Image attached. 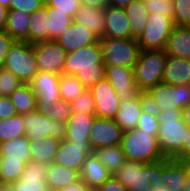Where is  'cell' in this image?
Returning a JSON list of instances; mask_svg holds the SVG:
<instances>
[{
    "mask_svg": "<svg viewBox=\"0 0 190 191\" xmlns=\"http://www.w3.org/2000/svg\"><path fill=\"white\" fill-rule=\"evenodd\" d=\"M63 73L74 75L85 89H90L98 81L105 79V65L99 41L66 53Z\"/></svg>",
    "mask_w": 190,
    "mask_h": 191,
    "instance_id": "1",
    "label": "cell"
},
{
    "mask_svg": "<svg viewBox=\"0 0 190 191\" xmlns=\"http://www.w3.org/2000/svg\"><path fill=\"white\" fill-rule=\"evenodd\" d=\"M156 114L159 120L157 140L162 155L181 160L182 143L187 142L190 130L182 120L181 110L171 108Z\"/></svg>",
    "mask_w": 190,
    "mask_h": 191,
    "instance_id": "2",
    "label": "cell"
},
{
    "mask_svg": "<svg viewBox=\"0 0 190 191\" xmlns=\"http://www.w3.org/2000/svg\"><path fill=\"white\" fill-rule=\"evenodd\" d=\"M158 132H145L137 128L122 132L120 146L126 160L150 163L162 160L157 140Z\"/></svg>",
    "mask_w": 190,
    "mask_h": 191,
    "instance_id": "3",
    "label": "cell"
},
{
    "mask_svg": "<svg viewBox=\"0 0 190 191\" xmlns=\"http://www.w3.org/2000/svg\"><path fill=\"white\" fill-rule=\"evenodd\" d=\"M113 175L126 191H153L150 184L160 182L161 160L150 163L125 160Z\"/></svg>",
    "mask_w": 190,
    "mask_h": 191,
    "instance_id": "4",
    "label": "cell"
},
{
    "mask_svg": "<svg viewBox=\"0 0 190 191\" xmlns=\"http://www.w3.org/2000/svg\"><path fill=\"white\" fill-rule=\"evenodd\" d=\"M167 54L165 50H140L133 67L136 86L142 93L162 82Z\"/></svg>",
    "mask_w": 190,
    "mask_h": 191,
    "instance_id": "5",
    "label": "cell"
},
{
    "mask_svg": "<svg viewBox=\"0 0 190 191\" xmlns=\"http://www.w3.org/2000/svg\"><path fill=\"white\" fill-rule=\"evenodd\" d=\"M98 41L105 67H134L140 52L139 44L136 39L103 37L98 39Z\"/></svg>",
    "mask_w": 190,
    "mask_h": 191,
    "instance_id": "6",
    "label": "cell"
},
{
    "mask_svg": "<svg viewBox=\"0 0 190 191\" xmlns=\"http://www.w3.org/2000/svg\"><path fill=\"white\" fill-rule=\"evenodd\" d=\"M147 105L156 112L165 109L182 110L190 103V84L170 85L160 82L145 93Z\"/></svg>",
    "mask_w": 190,
    "mask_h": 191,
    "instance_id": "7",
    "label": "cell"
},
{
    "mask_svg": "<svg viewBox=\"0 0 190 191\" xmlns=\"http://www.w3.org/2000/svg\"><path fill=\"white\" fill-rule=\"evenodd\" d=\"M2 68L12 72L22 83H29L38 71L32 44L14 41Z\"/></svg>",
    "mask_w": 190,
    "mask_h": 191,
    "instance_id": "8",
    "label": "cell"
},
{
    "mask_svg": "<svg viewBox=\"0 0 190 191\" xmlns=\"http://www.w3.org/2000/svg\"><path fill=\"white\" fill-rule=\"evenodd\" d=\"M25 128V137L31 141L43 140L45 136H51L59 141L64 140L66 123L51 120L40 114L37 110L22 115Z\"/></svg>",
    "mask_w": 190,
    "mask_h": 191,
    "instance_id": "9",
    "label": "cell"
},
{
    "mask_svg": "<svg viewBox=\"0 0 190 191\" xmlns=\"http://www.w3.org/2000/svg\"><path fill=\"white\" fill-rule=\"evenodd\" d=\"M173 27V19L169 16L149 14L145 29L137 39L140 50H165Z\"/></svg>",
    "mask_w": 190,
    "mask_h": 191,
    "instance_id": "10",
    "label": "cell"
},
{
    "mask_svg": "<svg viewBox=\"0 0 190 191\" xmlns=\"http://www.w3.org/2000/svg\"><path fill=\"white\" fill-rule=\"evenodd\" d=\"M60 74L37 71L29 82L36 97V110L47 111L61 98L59 94Z\"/></svg>",
    "mask_w": 190,
    "mask_h": 191,
    "instance_id": "11",
    "label": "cell"
},
{
    "mask_svg": "<svg viewBox=\"0 0 190 191\" xmlns=\"http://www.w3.org/2000/svg\"><path fill=\"white\" fill-rule=\"evenodd\" d=\"M38 71L63 73L66 52L56 41L32 44Z\"/></svg>",
    "mask_w": 190,
    "mask_h": 191,
    "instance_id": "12",
    "label": "cell"
},
{
    "mask_svg": "<svg viewBox=\"0 0 190 191\" xmlns=\"http://www.w3.org/2000/svg\"><path fill=\"white\" fill-rule=\"evenodd\" d=\"M105 79L109 81L120 101L133 100L142 93L136 86L133 68L105 67Z\"/></svg>",
    "mask_w": 190,
    "mask_h": 191,
    "instance_id": "13",
    "label": "cell"
},
{
    "mask_svg": "<svg viewBox=\"0 0 190 191\" xmlns=\"http://www.w3.org/2000/svg\"><path fill=\"white\" fill-rule=\"evenodd\" d=\"M90 90L95 101L94 114L96 117L114 119L120 99L109 81L107 79L100 80Z\"/></svg>",
    "mask_w": 190,
    "mask_h": 191,
    "instance_id": "14",
    "label": "cell"
},
{
    "mask_svg": "<svg viewBox=\"0 0 190 191\" xmlns=\"http://www.w3.org/2000/svg\"><path fill=\"white\" fill-rule=\"evenodd\" d=\"M49 165L41 161L27 162L20 178L10 184L12 191H49L45 180Z\"/></svg>",
    "mask_w": 190,
    "mask_h": 191,
    "instance_id": "15",
    "label": "cell"
},
{
    "mask_svg": "<svg viewBox=\"0 0 190 191\" xmlns=\"http://www.w3.org/2000/svg\"><path fill=\"white\" fill-rule=\"evenodd\" d=\"M122 132L113 119L95 117L89 134V143L92 150L120 144Z\"/></svg>",
    "mask_w": 190,
    "mask_h": 191,
    "instance_id": "16",
    "label": "cell"
},
{
    "mask_svg": "<svg viewBox=\"0 0 190 191\" xmlns=\"http://www.w3.org/2000/svg\"><path fill=\"white\" fill-rule=\"evenodd\" d=\"M93 153L90 144H78L62 140L59 142L53 163L63 165L80 173L89 154Z\"/></svg>",
    "mask_w": 190,
    "mask_h": 191,
    "instance_id": "17",
    "label": "cell"
},
{
    "mask_svg": "<svg viewBox=\"0 0 190 191\" xmlns=\"http://www.w3.org/2000/svg\"><path fill=\"white\" fill-rule=\"evenodd\" d=\"M97 41L98 38L90 30L75 22H72L56 40L66 53L94 44Z\"/></svg>",
    "mask_w": 190,
    "mask_h": 191,
    "instance_id": "18",
    "label": "cell"
},
{
    "mask_svg": "<svg viewBox=\"0 0 190 191\" xmlns=\"http://www.w3.org/2000/svg\"><path fill=\"white\" fill-rule=\"evenodd\" d=\"M146 106L147 100L145 93H141L133 100L120 101L118 111L113 120L119 125L122 131L134 129L137 127L139 116Z\"/></svg>",
    "mask_w": 190,
    "mask_h": 191,
    "instance_id": "19",
    "label": "cell"
},
{
    "mask_svg": "<svg viewBox=\"0 0 190 191\" xmlns=\"http://www.w3.org/2000/svg\"><path fill=\"white\" fill-rule=\"evenodd\" d=\"M187 161L175 158H164L161 160L162 182L170 191H182L186 181Z\"/></svg>",
    "mask_w": 190,
    "mask_h": 191,
    "instance_id": "20",
    "label": "cell"
},
{
    "mask_svg": "<svg viewBox=\"0 0 190 191\" xmlns=\"http://www.w3.org/2000/svg\"><path fill=\"white\" fill-rule=\"evenodd\" d=\"M95 114L72 112L66 122V133L64 140L78 144H90L89 134Z\"/></svg>",
    "mask_w": 190,
    "mask_h": 191,
    "instance_id": "21",
    "label": "cell"
},
{
    "mask_svg": "<svg viewBox=\"0 0 190 191\" xmlns=\"http://www.w3.org/2000/svg\"><path fill=\"white\" fill-rule=\"evenodd\" d=\"M103 37L130 38V27L124 8L107 6Z\"/></svg>",
    "mask_w": 190,
    "mask_h": 191,
    "instance_id": "22",
    "label": "cell"
},
{
    "mask_svg": "<svg viewBox=\"0 0 190 191\" xmlns=\"http://www.w3.org/2000/svg\"><path fill=\"white\" fill-rule=\"evenodd\" d=\"M162 82L174 86L190 84L189 60L167 55Z\"/></svg>",
    "mask_w": 190,
    "mask_h": 191,
    "instance_id": "23",
    "label": "cell"
},
{
    "mask_svg": "<svg viewBox=\"0 0 190 191\" xmlns=\"http://www.w3.org/2000/svg\"><path fill=\"white\" fill-rule=\"evenodd\" d=\"M106 8H95L82 5L76 12L73 22L85 26L98 39L103 38Z\"/></svg>",
    "mask_w": 190,
    "mask_h": 191,
    "instance_id": "24",
    "label": "cell"
},
{
    "mask_svg": "<svg viewBox=\"0 0 190 191\" xmlns=\"http://www.w3.org/2000/svg\"><path fill=\"white\" fill-rule=\"evenodd\" d=\"M79 174L80 179L90 189H96L112 176L94 153L87 156Z\"/></svg>",
    "mask_w": 190,
    "mask_h": 191,
    "instance_id": "25",
    "label": "cell"
},
{
    "mask_svg": "<svg viewBox=\"0 0 190 191\" xmlns=\"http://www.w3.org/2000/svg\"><path fill=\"white\" fill-rule=\"evenodd\" d=\"M165 52L168 56L190 59V27L174 26L170 33Z\"/></svg>",
    "mask_w": 190,
    "mask_h": 191,
    "instance_id": "26",
    "label": "cell"
},
{
    "mask_svg": "<svg viewBox=\"0 0 190 191\" xmlns=\"http://www.w3.org/2000/svg\"><path fill=\"white\" fill-rule=\"evenodd\" d=\"M79 179L80 174L78 171L57 163H51L49 165L45 177L49 191L62 189L78 181Z\"/></svg>",
    "mask_w": 190,
    "mask_h": 191,
    "instance_id": "27",
    "label": "cell"
},
{
    "mask_svg": "<svg viewBox=\"0 0 190 191\" xmlns=\"http://www.w3.org/2000/svg\"><path fill=\"white\" fill-rule=\"evenodd\" d=\"M130 27V38L138 39L143 33L148 13L142 0H133L124 7Z\"/></svg>",
    "mask_w": 190,
    "mask_h": 191,
    "instance_id": "28",
    "label": "cell"
},
{
    "mask_svg": "<svg viewBox=\"0 0 190 191\" xmlns=\"http://www.w3.org/2000/svg\"><path fill=\"white\" fill-rule=\"evenodd\" d=\"M29 23L30 14L8 10L4 31L15 41L27 42Z\"/></svg>",
    "mask_w": 190,
    "mask_h": 191,
    "instance_id": "29",
    "label": "cell"
},
{
    "mask_svg": "<svg viewBox=\"0 0 190 191\" xmlns=\"http://www.w3.org/2000/svg\"><path fill=\"white\" fill-rule=\"evenodd\" d=\"M59 142L51 136H45L43 140L29 141L30 160L53 163Z\"/></svg>",
    "mask_w": 190,
    "mask_h": 191,
    "instance_id": "30",
    "label": "cell"
},
{
    "mask_svg": "<svg viewBox=\"0 0 190 191\" xmlns=\"http://www.w3.org/2000/svg\"><path fill=\"white\" fill-rule=\"evenodd\" d=\"M46 5L30 14L27 43L34 44L48 41Z\"/></svg>",
    "mask_w": 190,
    "mask_h": 191,
    "instance_id": "31",
    "label": "cell"
},
{
    "mask_svg": "<svg viewBox=\"0 0 190 191\" xmlns=\"http://www.w3.org/2000/svg\"><path fill=\"white\" fill-rule=\"evenodd\" d=\"M19 115L36 110V97L29 83H23L8 96Z\"/></svg>",
    "mask_w": 190,
    "mask_h": 191,
    "instance_id": "32",
    "label": "cell"
},
{
    "mask_svg": "<svg viewBox=\"0 0 190 191\" xmlns=\"http://www.w3.org/2000/svg\"><path fill=\"white\" fill-rule=\"evenodd\" d=\"M93 153L112 175L126 160L120 144L100 147Z\"/></svg>",
    "mask_w": 190,
    "mask_h": 191,
    "instance_id": "33",
    "label": "cell"
},
{
    "mask_svg": "<svg viewBox=\"0 0 190 191\" xmlns=\"http://www.w3.org/2000/svg\"><path fill=\"white\" fill-rule=\"evenodd\" d=\"M1 158L30 161L29 140L25 137L14 138L0 144Z\"/></svg>",
    "mask_w": 190,
    "mask_h": 191,
    "instance_id": "34",
    "label": "cell"
},
{
    "mask_svg": "<svg viewBox=\"0 0 190 191\" xmlns=\"http://www.w3.org/2000/svg\"><path fill=\"white\" fill-rule=\"evenodd\" d=\"M47 23H48V41H56L60 35L67 29L73 22V19L61 11H56L46 5Z\"/></svg>",
    "mask_w": 190,
    "mask_h": 191,
    "instance_id": "35",
    "label": "cell"
},
{
    "mask_svg": "<svg viewBox=\"0 0 190 191\" xmlns=\"http://www.w3.org/2000/svg\"><path fill=\"white\" fill-rule=\"evenodd\" d=\"M25 135L22 115L16 114L7 119H0V143Z\"/></svg>",
    "mask_w": 190,
    "mask_h": 191,
    "instance_id": "36",
    "label": "cell"
},
{
    "mask_svg": "<svg viewBox=\"0 0 190 191\" xmlns=\"http://www.w3.org/2000/svg\"><path fill=\"white\" fill-rule=\"evenodd\" d=\"M26 163L22 160L1 158L0 183L11 184L16 182L24 171Z\"/></svg>",
    "mask_w": 190,
    "mask_h": 191,
    "instance_id": "37",
    "label": "cell"
},
{
    "mask_svg": "<svg viewBox=\"0 0 190 191\" xmlns=\"http://www.w3.org/2000/svg\"><path fill=\"white\" fill-rule=\"evenodd\" d=\"M84 90L85 87L74 75L60 74L59 94L62 99L71 102Z\"/></svg>",
    "mask_w": 190,
    "mask_h": 191,
    "instance_id": "38",
    "label": "cell"
},
{
    "mask_svg": "<svg viewBox=\"0 0 190 191\" xmlns=\"http://www.w3.org/2000/svg\"><path fill=\"white\" fill-rule=\"evenodd\" d=\"M72 112L94 114L95 101L92 91L85 89L81 94L71 101Z\"/></svg>",
    "mask_w": 190,
    "mask_h": 191,
    "instance_id": "39",
    "label": "cell"
},
{
    "mask_svg": "<svg viewBox=\"0 0 190 191\" xmlns=\"http://www.w3.org/2000/svg\"><path fill=\"white\" fill-rule=\"evenodd\" d=\"M148 15H163L173 19L174 5L173 0H142Z\"/></svg>",
    "mask_w": 190,
    "mask_h": 191,
    "instance_id": "40",
    "label": "cell"
},
{
    "mask_svg": "<svg viewBox=\"0 0 190 191\" xmlns=\"http://www.w3.org/2000/svg\"><path fill=\"white\" fill-rule=\"evenodd\" d=\"M40 114H43L49 117L51 120L67 122L70 115L72 114L71 102H67L64 99L60 98L58 102L52 107V110L47 111H38Z\"/></svg>",
    "mask_w": 190,
    "mask_h": 191,
    "instance_id": "41",
    "label": "cell"
},
{
    "mask_svg": "<svg viewBox=\"0 0 190 191\" xmlns=\"http://www.w3.org/2000/svg\"><path fill=\"white\" fill-rule=\"evenodd\" d=\"M174 26L190 27V0H173Z\"/></svg>",
    "mask_w": 190,
    "mask_h": 191,
    "instance_id": "42",
    "label": "cell"
},
{
    "mask_svg": "<svg viewBox=\"0 0 190 191\" xmlns=\"http://www.w3.org/2000/svg\"><path fill=\"white\" fill-rule=\"evenodd\" d=\"M136 128L145 132H158L159 120L156 111L147 105L139 116Z\"/></svg>",
    "mask_w": 190,
    "mask_h": 191,
    "instance_id": "43",
    "label": "cell"
},
{
    "mask_svg": "<svg viewBox=\"0 0 190 191\" xmlns=\"http://www.w3.org/2000/svg\"><path fill=\"white\" fill-rule=\"evenodd\" d=\"M22 84L12 72L0 68V96H9Z\"/></svg>",
    "mask_w": 190,
    "mask_h": 191,
    "instance_id": "44",
    "label": "cell"
},
{
    "mask_svg": "<svg viewBox=\"0 0 190 191\" xmlns=\"http://www.w3.org/2000/svg\"><path fill=\"white\" fill-rule=\"evenodd\" d=\"M45 5L56 8V11H61L72 19L82 6L80 0H49Z\"/></svg>",
    "mask_w": 190,
    "mask_h": 191,
    "instance_id": "45",
    "label": "cell"
},
{
    "mask_svg": "<svg viewBox=\"0 0 190 191\" xmlns=\"http://www.w3.org/2000/svg\"><path fill=\"white\" fill-rule=\"evenodd\" d=\"M44 3L42 0H10L8 10H16L23 13L31 14L42 8Z\"/></svg>",
    "mask_w": 190,
    "mask_h": 191,
    "instance_id": "46",
    "label": "cell"
},
{
    "mask_svg": "<svg viewBox=\"0 0 190 191\" xmlns=\"http://www.w3.org/2000/svg\"><path fill=\"white\" fill-rule=\"evenodd\" d=\"M14 41L4 30L0 31V68H2L6 54Z\"/></svg>",
    "mask_w": 190,
    "mask_h": 191,
    "instance_id": "47",
    "label": "cell"
},
{
    "mask_svg": "<svg viewBox=\"0 0 190 191\" xmlns=\"http://www.w3.org/2000/svg\"><path fill=\"white\" fill-rule=\"evenodd\" d=\"M15 106L8 96H0V119H7L16 115Z\"/></svg>",
    "mask_w": 190,
    "mask_h": 191,
    "instance_id": "48",
    "label": "cell"
},
{
    "mask_svg": "<svg viewBox=\"0 0 190 191\" xmlns=\"http://www.w3.org/2000/svg\"><path fill=\"white\" fill-rule=\"evenodd\" d=\"M97 191H126L125 187L112 175L101 186L96 188Z\"/></svg>",
    "mask_w": 190,
    "mask_h": 191,
    "instance_id": "49",
    "label": "cell"
},
{
    "mask_svg": "<svg viewBox=\"0 0 190 191\" xmlns=\"http://www.w3.org/2000/svg\"><path fill=\"white\" fill-rule=\"evenodd\" d=\"M91 189L81 180L70 184L69 186H66L62 189L56 190V191H90Z\"/></svg>",
    "mask_w": 190,
    "mask_h": 191,
    "instance_id": "50",
    "label": "cell"
},
{
    "mask_svg": "<svg viewBox=\"0 0 190 191\" xmlns=\"http://www.w3.org/2000/svg\"><path fill=\"white\" fill-rule=\"evenodd\" d=\"M81 5L95 8H106L108 6V0H80Z\"/></svg>",
    "mask_w": 190,
    "mask_h": 191,
    "instance_id": "51",
    "label": "cell"
},
{
    "mask_svg": "<svg viewBox=\"0 0 190 191\" xmlns=\"http://www.w3.org/2000/svg\"><path fill=\"white\" fill-rule=\"evenodd\" d=\"M190 158V130L188 131V138L186 143H182L181 147V160Z\"/></svg>",
    "mask_w": 190,
    "mask_h": 191,
    "instance_id": "52",
    "label": "cell"
},
{
    "mask_svg": "<svg viewBox=\"0 0 190 191\" xmlns=\"http://www.w3.org/2000/svg\"><path fill=\"white\" fill-rule=\"evenodd\" d=\"M181 117L183 122L189 127L190 129V103L183 107L181 110Z\"/></svg>",
    "mask_w": 190,
    "mask_h": 191,
    "instance_id": "53",
    "label": "cell"
},
{
    "mask_svg": "<svg viewBox=\"0 0 190 191\" xmlns=\"http://www.w3.org/2000/svg\"><path fill=\"white\" fill-rule=\"evenodd\" d=\"M133 0H108V6L116 8H124Z\"/></svg>",
    "mask_w": 190,
    "mask_h": 191,
    "instance_id": "54",
    "label": "cell"
},
{
    "mask_svg": "<svg viewBox=\"0 0 190 191\" xmlns=\"http://www.w3.org/2000/svg\"><path fill=\"white\" fill-rule=\"evenodd\" d=\"M8 9L0 4V31L4 30Z\"/></svg>",
    "mask_w": 190,
    "mask_h": 191,
    "instance_id": "55",
    "label": "cell"
},
{
    "mask_svg": "<svg viewBox=\"0 0 190 191\" xmlns=\"http://www.w3.org/2000/svg\"><path fill=\"white\" fill-rule=\"evenodd\" d=\"M182 191H190V166L187 163L186 181L182 188Z\"/></svg>",
    "mask_w": 190,
    "mask_h": 191,
    "instance_id": "56",
    "label": "cell"
},
{
    "mask_svg": "<svg viewBox=\"0 0 190 191\" xmlns=\"http://www.w3.org/2000/svg\"><path fill=\"white\" fill-rule=\"evenodd\" d=\"M153 191H170L162 182L150 184Z\"/></svg>",
    "mask_w": 190,
    "mask_h": 191,
    "instance_id": "57",
    "label": "cell"
},
{
    "mask_svg": "<svg viewBox=\"0 0 190 191\" xmlns=\"http://www.w3.org/2000/svg\"><path fill=\"white\" fill-rule=\"evenodd\" d=\"M0 191H12L10 184L0 183Z\"/></svg>",
    "mask_w": 190,
    "mask_h": 191,
    "instance_id": "58",
    "label": "cell"
},
{
    "mask_svg": "<svg viewBox=\"0 0 190 191\" xmlns=\"http://www.w3.org/2000/svg\"><path fill=\"white\" fill-rule=\"evenodd\" d=\"M0 4H1L3 7L9 9L10 0H0Z\"/></svg>",
    "mask_w": 190,
    "mask_h": 191,
    "instance_id": "59",
    "label": "cell"
},
{
    "mask_svg": "<svg viewBox=\"0 0 190 191\" xmlns=\"http://www.w3.org/2000/svg\"><path fill=\"white\" fill-rule=\"evenodd\" d=\"M186 161H187L188 165L190 166V158H188Z\"/></svg>",
    "mask_w": 190,
    "mask_h": 191,
    "instance_id": "60",
    "label": "cell"
},
{
    "mask_svg": "<svg viewBox=\"0 0 190 191\" xmlns=\"http://www.w3.org/2000/svg\"><path fill=\"white\" fill-rule=\"evenodd\" d=\"M48 1H49V0H42V2H43L44 4H46Z\"/></svg>",
    "mask_w": 190,
    "mask_h": 191,
    "instance_id": "61",
    "label": "cell"
}]
</instances>
